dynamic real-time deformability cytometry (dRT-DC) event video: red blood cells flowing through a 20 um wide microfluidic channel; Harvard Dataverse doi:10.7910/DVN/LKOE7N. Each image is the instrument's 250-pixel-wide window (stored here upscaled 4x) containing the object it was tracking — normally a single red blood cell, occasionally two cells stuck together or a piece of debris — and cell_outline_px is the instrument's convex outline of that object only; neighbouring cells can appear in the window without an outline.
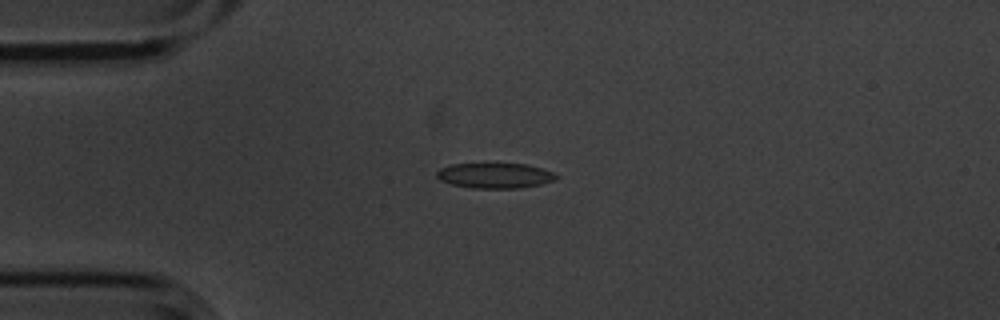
{"species": "common noctule bat (a hibernating species)", "species_latin": "Nyctalus noctula", "temperature_condition": "cold", "stored_images_in_passage": 9, "camera_frame_rate_fps": 3000, "um_per_image_px": 0.085, "animal": {"sex": "male", "body_mass_g": 20.1, "forearm_length_mm": 53.5}, "frame": {"image": 1, "passage_image": 2, "time_ms": 0.333, "image_size_px": [1000, 320], "cell_outline_px": [[560, 176], [556, 180], [540, 184], [520, 188], [476, 188], [452, 184], [440, 180], [436, 176], [436, 172], [440, 168], [452, 164], [528, 164], [552, 172]], "centroid_in_image_um": [42.08, 14.92], "position_along_channel_um": 42.9, "area_um2": 17.46}}
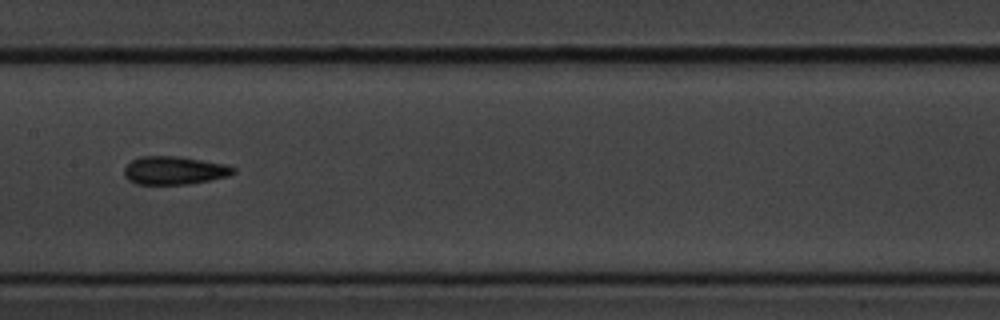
{"frame": {"image": 2, "passage_image": 6, "time_ms": 1.667, "image_size_px": [1000, 320], "cell_outline_px": [[236, 172], [228, 176], [188, 184], [136, 184], [128, 180], [124, 176], [124, 168], [132, 160], [140, 156], [180, 156], [224, 164], [236, 168]], "centroid_in_image_um": [14.79, 14.48], "position_along_channel_um": 192.6, "area_um2": 17.92}}
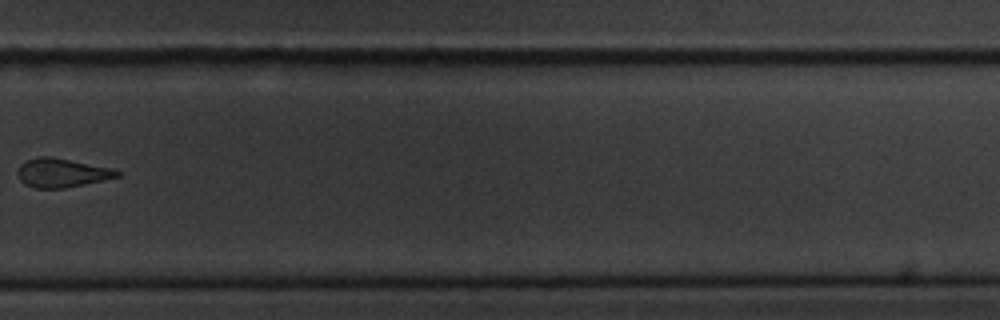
{"frame": {"image": 3, "passage_image": 9, "time_ms": 2.667, "image_size_px": [1000, 320], "cell_outline_px": [[120, 176], [104, 180], [64, 188], [36, 188], [24, 184], [20, 180], [16, 172], [20, 164], [28, 160], [40, 156], [52, 156], [112, 168], [120, 172]], "centroid_in_image_um": [5.23, 14.68], "position_along_channel_um": 324.6, "area_um2": 16.76}}